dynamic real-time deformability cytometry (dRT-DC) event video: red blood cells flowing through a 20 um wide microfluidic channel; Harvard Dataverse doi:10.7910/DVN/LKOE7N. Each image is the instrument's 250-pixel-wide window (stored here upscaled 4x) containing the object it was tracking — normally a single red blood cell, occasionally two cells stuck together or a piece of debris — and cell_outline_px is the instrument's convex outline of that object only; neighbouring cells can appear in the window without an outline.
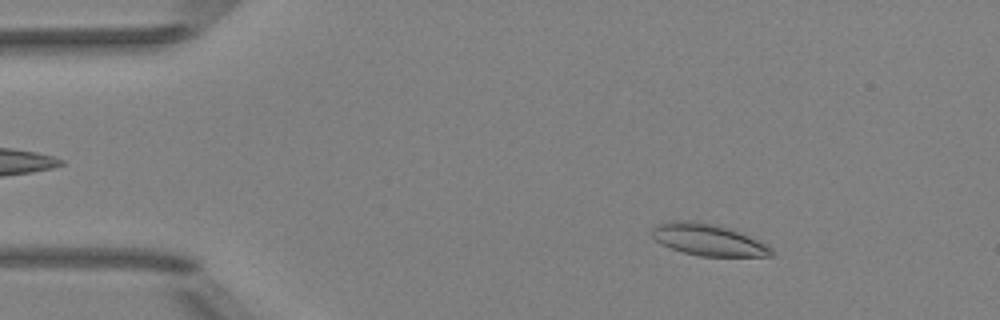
{"species": "Egyptian fruit bat (a non-hibernating species)", "species_latin": "Rousettus aegyptiacus", "temperature_condition": "room temperature", "stored_images_in_passage": 51, "camera_frame_rate_fps": 3000, "um_per_image_px": 0.085, "animal": {"sex": "female"}, "frame": {"image": 1, "passage_image": 7, "time_ms": 2.0, "image_size_px": [1000, 320], "cell_outline_px": [[776, 252], [772, 256], [700, 256], [684, 252], [660, 244], [652, 236], [652, 228], [656, 224], [664, 220], [700, 220], [716, 224], [728, 228], [768, 244]], "centroid_in_image_um": [60.17, 20.35], "position_along_channel_um": 24.8, "area_um2": 22.37}}
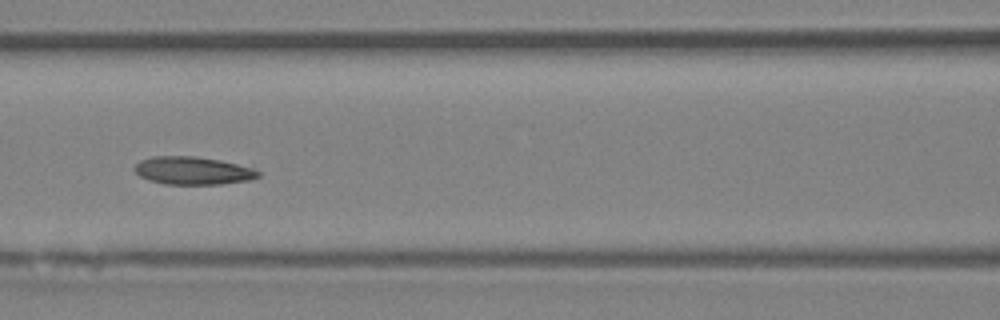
{"frame": {"image": 2, "passage_image": 22, "time_ms": 7.0, "image_size_px": [1000, 320], "cell_outline_px": [[260, 176], [248, 180], [220, 184], [164, 184], [148, 180], [140, 176], [132, 168], [140, 160], [152, 156], [196, 156], [220, 160], [256, 168], [260, 172]], "centroid_in_image_um": [16.39, 14.5], "position_along_channel_um": 150.2, "area_um2": 20.23}}
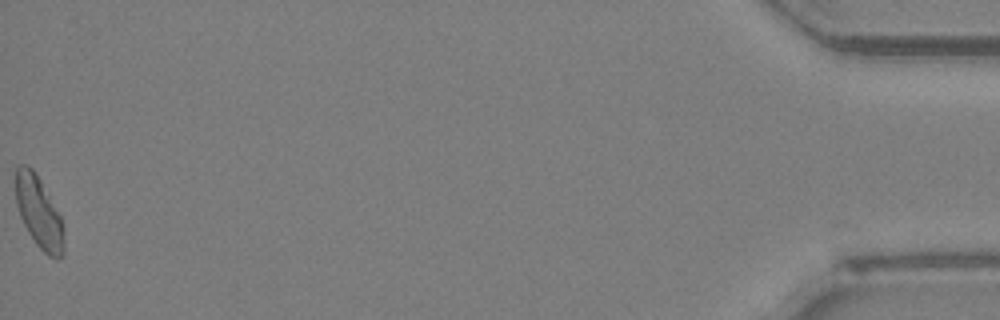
{"frame": {"image": 3, "passage_image": 51, "time_ms": 16.667, "image_size_px": [1000, 320], "cell_outline_px": [[64, 256], [60, 260], [56, 260], [48, 256], [36, 244], [28, 232], [20, 216], [16, 204], [16, 168], [20, 164], [24, 164], [32, 168], [36, 172], [60, 216], [64, 228]], "centroid_in_image_um": [3.33, 18.1], "position_along_channel_um": 431.9, "area_um2": 20.23}, "authors_computed_cell_mechanics": {"area_um2": 19.941, "velocity_mm_per_s": 3.983, "shape_relaxation_time_tau1_ms": 7.7679, "shape_relaxation_time_tau2_ms": 3.0687, "deformation_change_tau1": 0.1509, "deformation_change_tau2": 0.068}}